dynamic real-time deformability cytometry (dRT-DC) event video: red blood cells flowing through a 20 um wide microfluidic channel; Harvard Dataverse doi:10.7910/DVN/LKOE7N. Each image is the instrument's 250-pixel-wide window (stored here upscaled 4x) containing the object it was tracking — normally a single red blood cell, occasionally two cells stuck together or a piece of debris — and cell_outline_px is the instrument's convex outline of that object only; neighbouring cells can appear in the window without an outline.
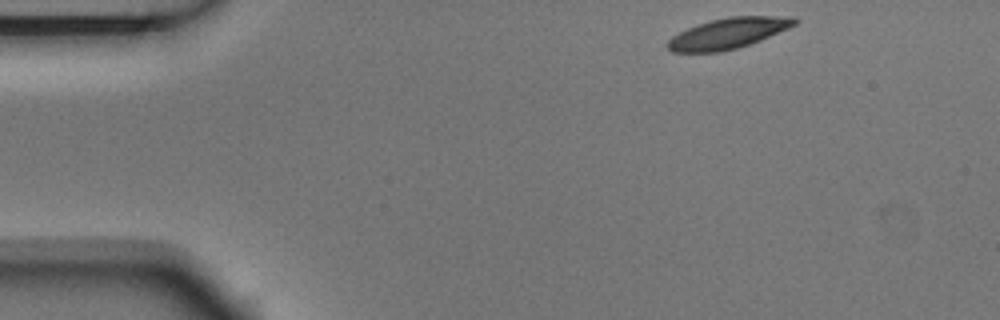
{"species": "Egyptian fruit bat (a non-hibernating species)", "species_latin": "Rousettus aegyptiacus", "temperature_condition": "room temperature", "stored_images_in_passage": 3, "camera_frame_rate_fps": 3000, "um_per_image_px": 0.085, "animal": {"sex": "male"}, "frame": {"image": 1, "passage_image": 1, "time_ms": 0.0, "image_size_px": [1000, 320], "cell_outline_px": [[800, 20], [796, 24], [788, 28], [760, 40], [736, 48], [720, 52], [672, 52], [668, 48], [668, 40], [672, 36], [688, 28], [712, 20], [728, 16], [792, 16]], "centroid_in_image_um": [61.92, 2.82], "position_along_channel_um": 23.1, "area_um2": 22.43}}